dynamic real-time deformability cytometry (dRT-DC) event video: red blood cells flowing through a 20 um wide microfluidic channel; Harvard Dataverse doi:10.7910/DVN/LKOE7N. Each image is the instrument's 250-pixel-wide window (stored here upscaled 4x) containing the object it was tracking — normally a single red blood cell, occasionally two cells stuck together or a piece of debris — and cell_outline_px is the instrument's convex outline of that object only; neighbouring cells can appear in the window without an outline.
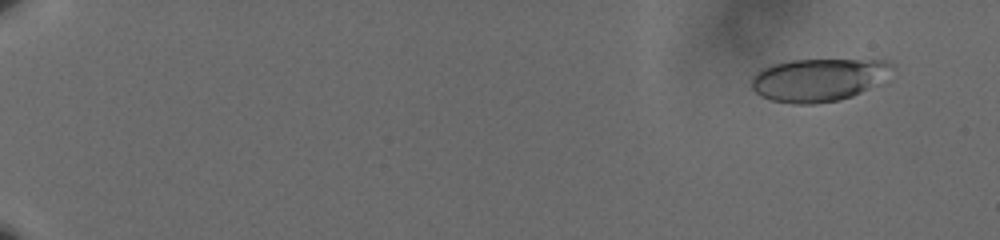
{"species": "human", "species_latin": "Homo sapiens", "temperature_condition": "cold", "stored_images_in_passage": 61, "camera_frame_rate_fps": 3000, "um_per_image_px": 0.085, "donor": {"sex": "male"}, "frame": {"image": 1, "passage_image": 5, "time_ms": 1.333, "image_size_px": [1000, 240], "cell_outline_px": [[896, 64], [892, 68], [868, 88], [852, 96], [840, 100], [816, 104], [792, 104], [772, 100], [760, 96], [752, 88], [752, 76], [760, 68], [772, 64], [792, 60], [888, 60]], "centroid_in_image_um": [69.48, 6.78], "position_along_channel_um": 15.5, "area_um2": 34.8}}
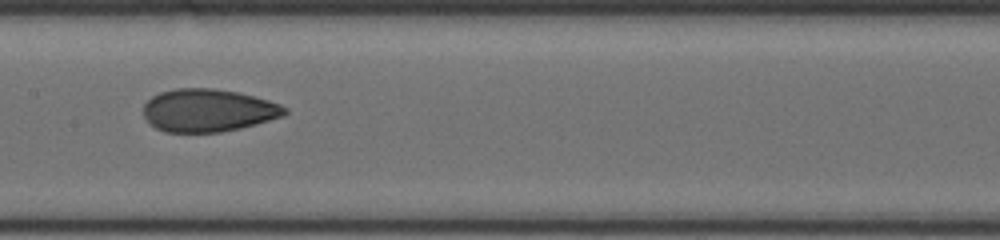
{"frame": {"image": 2, "passage_image": 35, "time_ms": 11.333, "image_size_px": [1000, 240], "cell_outline_px": [[288, 112], [284, 116], [256, 124], [240, 128], [220, 132], [164, 132], [156, 128], [144, 116], [144, 104], [152, 96], [160, 92], [176, 88], [212, 88], [236, 92], [268, 100], [280, 104], [288, 108]], "centroid_in_image_um": [17.7, 9.38], "position_along_channel_um": 189.7, "area_um2": 35.14}}
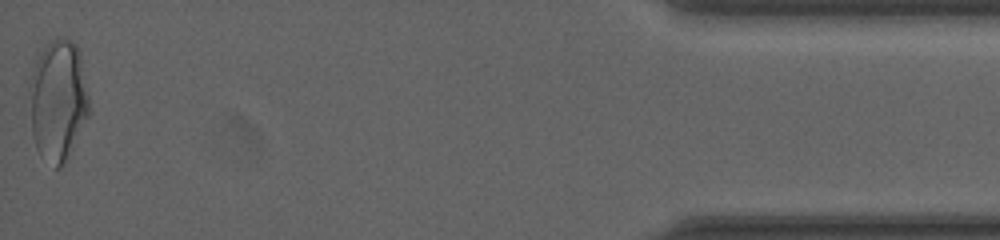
{"frame": {"image": 3, "passage_image": 61, "time_ms": 20.0, "image_size_px": [1000, 240], "cell_outline_px": [[92, 112], [60, 168], [56, 168], [36, 148], [32, 136], [32, 76], [36, 60], [40, 52], [56, 36], [72, 40], [76, 44], [80, 52]], "centroid_in_image_um": [5.0, 8.48], "position_along_channel_um": 430.2, "area_um2": 41.38}, "authors_computed_cell_mechanics": {"area_um2": 35.2002, "velocity_mm_per_s": 3.606, "shape_relaxation_time_tau1_ms": 6.5473, "shape_relaxation_time_tau2_ms": 1.5999, "deformation_change_tau1": 0.1474, "deformation_change_tau2": 0.0674}}